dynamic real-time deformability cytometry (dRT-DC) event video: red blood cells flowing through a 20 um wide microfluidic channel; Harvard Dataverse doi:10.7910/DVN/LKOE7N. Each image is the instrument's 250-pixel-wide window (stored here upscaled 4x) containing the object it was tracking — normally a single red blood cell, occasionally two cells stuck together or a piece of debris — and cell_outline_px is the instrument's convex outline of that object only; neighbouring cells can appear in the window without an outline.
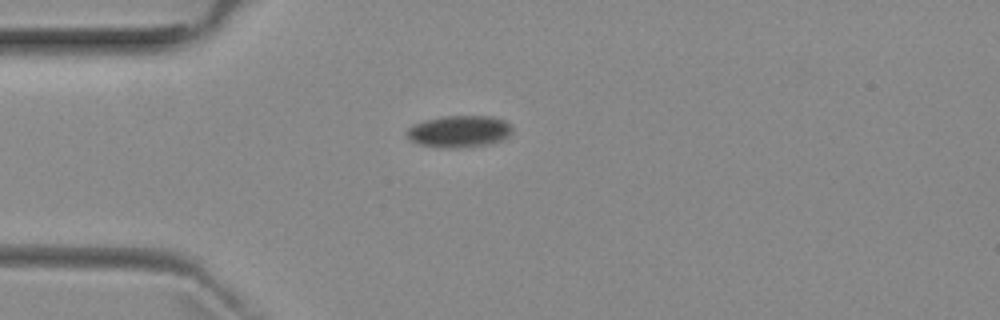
{"species": "common noctule bat (a hibernating species)", "species_latin": "Nyctalus noctula", "temperature_condition": "room temperature", "stored_images_in_passage": 3, "camera_frame_rate_fps": 3000, "um_per_image_px": 0.085, "animal": {"sex": "female", "body_mass_g": 29.2, "forearm_length_mm": 56.3}, "frame": {"image": 1, "passage_image": 1, "time_ms": 0.0, "image_size_px": [1000, 320], "cell_outline_px": [[512, 132], [504, 140], [488, 144], [460, 148], [440, 148], [420, 144], [412, 140], [408, 136], [408, 128], [412, 124], [444, 116], [492, 116], [504, 120], [512, 128]], "centroid_in_image_um": [39.07, 11.18], "position_along_channel_um": 45.9, "area_um2": 19.48}}
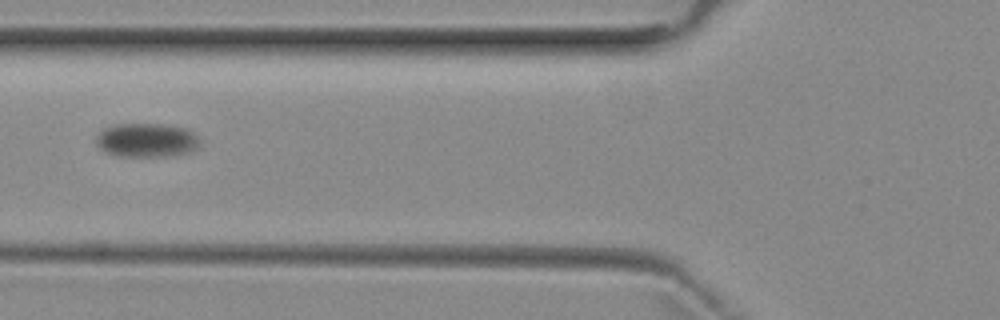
{"frame": {"image": 2, "passage_image": 3, "time_ms": 2.667, "image_size_px": [1000, 320], "cell_outline_px": [[200, 144], [196, 148], [188, 152], [164, 156], [116, 156], [104, 152], [96, 144], [96, 132], [104, 128], [116, 124], [160, 124], [184, 128], [192, 132], [196, 136]], "centroid_in_image_um": [12.38, 11.91], "position_along_channel_um": 113.4, "area_um2": 20.46}}